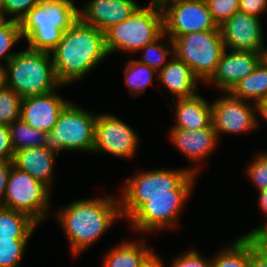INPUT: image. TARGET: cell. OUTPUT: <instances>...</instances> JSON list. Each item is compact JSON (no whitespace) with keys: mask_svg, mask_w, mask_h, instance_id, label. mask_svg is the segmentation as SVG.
Segmentation results:
<instances>
[{"mask_svg":"<svg viewBox=\"0 0 267 267\" xmlns=\"http://www.w3.org/2000/svg\"><path fill=\"white\" fill-rule=\"evenodd\" d=\"M56 77L68 83L82 77L107 55L104 32L85 24L80 18L63 32L52 50Z\"/></svg>","mask_w":267,"mask_h":267,"instance_id":"cell-1","label":"cell"},{"mask_svg":"<svg viewBox=\"0 0 267 267\" xmlns=\"http://www.w3.org/2000/svg\"><path fill=\"white\" fill-rule=\"evenodd\" d=\"M78 19L79 10L71 0H40L20 21L21 33L30 49L51 52Z\"/></svg>","mask_w":267,"mask_h":267,"instance_id":"cell-2","label":"cell"},{"mask_svg":"<svg viewBox=\"0 0 267 267\" xmlns=\"http://www.w3.org/2000/svg\"><path fill=\"white\" fill-rule=\"evenodd\" d=\"M114 203L112 197L76 201L58 214L74 253L91 245L116 217L122 215L121 208Z\"/></svg>","mask_w":267,"mask_h":267,"instance_id":"cell-3","label":"cell"},{"mask_svg":"<svg viewBox=\"0 0 267 267\" xmlns=\"http://www.w3.org/2000/svg\"><path fill=\"white\" fill-rule=\"evenodd\" d=\"M50 54V52L30 48L16 53L8 61L11 80L5 72V86L22 98L53 91V87L60 83L56 77L53 62L48 60Z\"/></svg>","mask_w":267,"mask_h":267,"instance_id":"cell-4","label":"cell"},{"mask_svg":"<svg viewBox=\"0 0 267 267\" xmlns=\"http://www.w3.org/2000/svg\"><path fill=\"white\" fill-rule=\"evenodd\" d=\"M153 4V5H152ZM154 3L146 8L138 7L123 22L114 24L104 31L107 54L117 49L141 50L156 40L163 32V13Z\"/></svg>","mask_w":267,"mask_h":267,"instance_id":"cell-5","label":"cell"},{"mask_svg":"<svg viewBox=\"0 0 267 267\" xmlns=\"http://www.w3.org/2000/svg\"><path fill=\"white\" fill-rule=\"evenodd\" d=\"M175 56L199 78L209 80L216 72L225 50L220 29L192 32L171 37Z\"/></svg>","mask_w":267,"mask_h":267,"instance_id":"cell-6","label":"cell"},{"mask_svg":"<svg viewBox=\"0 0 267 267\" xmlns=\"http://www.w3.org/2000/svg\"><path fill=\"white\" fill-rule=\"evenodd\" d=\"M96 117L68 104L60 113L52 131L45 132L43 146L58 155L59 150H92Z\"/></svg>","mask_w":267,"mask_h":267,"instance_id":"cell-7","label":"cell"},{"mask_svg":"<svg viewBox=\"0 0 267 267\" xmlns=\"http://www.w3.org/2000/svg\"><path fill=\"white\" fill-rule=\"evenodd\" d=\"M194 170H155L133 177L127 181L121 201L122 215L132 217L150 196L173 195V190Z\"/></svg>","mask_w":267,"mask_h":267,"instance_id":"cell-8","label":"cell"},{"mask_svg":"<svg viewBox=\"0 0 267 267\" xmlns=\"http://www.w3.org/2000/svg\"><path fill=\"white\" fill-rule=\"evenodd\" d=\"M48 186L28 173L11 168L2 207L18 210L39 222L48 204Z\"/></svg>","mask_w":267,"mask_h":267,"instance_id":"cell-9","label":"cell"},{"mask_svg":"<svg viewBox=\"0 0 267 267\" xmlns=\"http://www.w3.org/2000/svg\"><path fill=\"white\" fill-rule=\"evenodd\" d=\"M194 172H191L174 190L173 195L150 196L131 218V222L140 231H151L172 225L183 202L189 195Z\"/></svg>","mask_w":267,"mask_h":267,"instance_id":"cell-10","label":"cell"},{"mask_svg":"<svg viewBox=\"0 0 267 267\" xmlns=\"http://www.w3.org/2000/svg\"><path fill=\"white\" fill-rule=\"evenodd\" d=\"M163 25L164 33L169 32L171 37L220 29L213 20L205 0L172 3L163 13Z\"/></svg>","mask_w":267,"mask_h":267,"instance_id":"cell-11","label":"cell"},{"mask_svg":"<svg viewBox=\"0 0 267 267\" xmlns=\"http://www.w3.org/2000/svg\"><path fill=\"white\" fill-rule=\"evenodd\" d=\"M137 142L138 138L134 131L117 117L97 116L94 152L105 150L118 157H130L135 152Z\"/></svg>","mask_w":267,"mask_h":267,"instance_id":"cell-12","label":"cell"},{"mask_svg":"<svg viewBox=\"0 0 267 267\" xmlns=\"http://www.w3.org/2000/svg\"><path fill=\"white\" fill-rule=\"evenodd\" d=\"M225 48L259 52L262 48V33L259 18L238 11L220 26Z\"/></svg>","mask_w":267,"mask_h":267,"instance_id":"cell-13","label":"cell"},{"mask_svg":"<svg viewBox=\"0 0 267 267\" xmlns=\"http://www.w3.org/2000/svg\"><path fill=\"white\" fill-rule=\"evenodd\" d=\"M229 96L219 99L211 105L212 124L216 133L220 131L226 133L244 132V130L247 131L257 126L253 110L231 93Z\"/></svg>","mask_w":267,"mask_h":267,"instance_id":"cell-14","label":"cell"},{"mask_svg":"<svg viewBox=\"0 0 267 267\" xmlns=\"http://www.w3.org/2000/svg\"><path fill=\"white\" fill-rule=\"evenodd\" d=\"M68 104L55 96L53 91L25 97L22 100L20 118L35 129L49 132Z\"/></svg>","mask_w":267,"mask_h":267,"instance_id":"cell-15","label":"cell"},{"mask_svg":"<svg viewBox=\"0 0 267 267\" xmlns=\"http://www.w3.org/2000/svg\"><path fill=\"white\" fill-rule=\"evenodd\" d=\"M259 64V52L232 50L226 54L224 50L216 72L209 81H214L222 90L230 92L233 87L251 74Z\"/></svg>","mask_w":267,"mask_h":267,"instance_id":"cell-16","label":"cell"},{"mask_svg":"<svg viewBox=\"0 0 267 267\" xmlns=\"http://www.w3.org/2000/svg\"><path fill=\"white\" fill-rule=\"evenodd\" d=\"M138 7L133 0H93L79 11V18L104 32L110 26L123 22Z\"/></svg>","mask_w":267,"mask_h":267,"instance_id":"cell-17","label":"cell"},{"mask_svg":"<svg viewBox=\"0 0 267 267\" xmlns=\"http://www.w3.org/2000/svg\"><path fill=\"white\" fill-rule=\"evenodd\" d=\"M54 154L45 146L25 148L14 153L13 166L48 186Z\"/></svg>","mask_w":267,"mask_h":267,"instance_id":"cell-18","label":"cell"},{"mask_svg":"<svg viewBox=\"0 0 267 267\" xmlns=\"http://www.w3.org/2000/svg\"><path fill=\"white\" fill-rule=\"evenodd\" d=\"M172 140L182 152L194 161H199L204 155L214 149L217 133L213 124L199 130H185L173 128Z\"/></svg>","mask_w":267,"mask_h":267,"instance_id":"cell-19","label":"cell"},{"mask_svg":"<svg viewBox=\"0 0 267 267\" xmlns=\"http://www.w3.org/2000/svg\"><path fill=\"white\" fill-rule=\"evenodd\" d=\"M179 123L173 128L199 130L212 124V108L197 95L178 98L176 107Z\"/></svg>","mask_w":267,"mask_h":267,"instance_id":"cell-20","label":"cell"},{"mask_svg":"<svg viewBox=\"0 0 267 267\" xmlns=\"http://www.w3.org/2000/svg\"><path fill=\"white\" fill-rule=\"evenodd\" d=\"M159 77L171 93L178 98L195 95L197 76L185 62L176 56L175 59L160 68Z\"/></svg>","mask_w":267,"mask_h":267,"instance_id":"cell-21","label":"cell"},{"mask_svg":"<svg viewBox=\"0 0 267 267\" xmlns=\"http://www.w3.org/2000/svg\"><path fill=\"white\" fill-rule=\"evenodd\" d=\"M37 224L24 212L0 207V240L28 239Z\"/></svg>","mask_w":267,"mask_h":267,"instance_id":"cell-22","label":"cell"},{"mask_svg":"<svg viewBox=\"0 0 267 267\" xmlns=\"http://www.w3.org/2000/svg\"><path fill=\"white\" fill-rule=\"evenodd\" d=\"M230 93L239 99L254 98L256 103L267 98V68L259 63L251 74L233 87Z\"/></svg>","mask_w":267,"mask_h":267,"instance_id":"cell-23","label":"cell"},{"mask_svg":"<svg viewBox=\"0 0 267 267\" xmlns=\"http://www.w3.org/2000/svg\"><path fill=\"white\" fill-rule=\"evenodd\" d=\"M151 254L145 244L139 248L132 243H124L106 255L104 267H140Z\"/></svg>","mask_w":267,"mask_h":267,"instance_id":"cell-24","label":"cell"},{"mask_svg":"<svg viewBox=\"0 0 267 267\" xmlns=\"http://www.w3.org/2000/svg\"><path fill=\"white\" fill-rule=\"evenodd\" d=\"M8 127L14 153L25 148L43 146L45 132L33 128L21 118Z\"/></svg>","mask_w":267,"mask_h":267,"instance_id":"cell-25","label":"cell"},{"mask_svg":"<svg viewBox=\"0 0 267 267\" xmlns=\"http://www.w3.org/2000/svg\"><path fill=\"white\" fill-rule=\"evenodd\" d=\"M251 258V238L241 237L232 248L214 259L211 267H249Z\"/></svg>","mask_w":267,"mask_h":267,"instance_id":"cell-26","label":"cell"},{"mask_svg":"<svg viewBox=\"0 0 267 267\" xmlns=\"http://www.w3.org/2000/svg\"><path fill=\"white\" fill-rule=\"evenodd\" d=\"M23 98L6 86L0 90V124L9 126L20 119Z\"/></svg>","mask_w":267,"mask_h":267,"instance_id":"cell-27","label":"cell"},{"mask_svg":"<svg viewBox=\"0 0 267 267\" xmlns=\"http://www.w3.org/2000/svg\"><path fill=\"white\" fill-rule=\"evenodd\" d=\"M125 70L126 84L130 91L141 92L145 90L146 85L151 84L152 76L156 71L148 65L142 64L136 60L130 61Z\"/></svg>","mask_w":267,"mask_h":267,"instance_id":"cell-28","label":"cell"},{"mask_svg":"<svg viewBox=\"0 0 267 267\" xmlns=\"http://www.w3.org/2000/svg\"><path fill=\"white\" fill-rule=\"evenodd\" d=\"M27 239L0 240V267H16Z\"/></svg>","mask_w":267,"mask_h":267,"instance_id":"cell-29","label":"cell"},{"mask_svg":"<svg viewBox=\"0 0 267 267\" xmlns=\"http://www.w3.org/2000/svg\"><path fill=\"white\" fill-rule=\"evenodd\" d=\"M22 37L20 22L8 20V22L0 28V58H6L8 62L16 54H7L15 42Z\"/></svg>","mask_w":267,"mask_h":267,"instance_id":"cell-30","label":"cell"},{"mask_svg":"<svg viewBox=\"0 0 267 267\" xmlns=\"http://www.w3.org/2000/svg\"><path fill=\"white\" fill-rule=\"evenodd\" d=\"M218 27L239 11V0H205Z\"/></svg>","mask_w":267,"mask_h":267,"instance_id":"cell-31","label":"cell"},{"mask_svg":"<svg viewBox=\"0 0 267 267\" xmlns=\"http://www.w3.org/2000/svg\"><path fill=\"white\" fill-rule=\"evenodd\" d=\"M164 34L165 33L163 32L156 40L151 43H148L143 48H141V50H146V54L139 62L148 65L155 71H157L159 66H161V64L164 62L169 50L168 48L165 49V47H162L161 44L157 45V41H159V39L163 37Z\"/></svg>","mask_w":267,"mask_h":267,"instance_id":"cell-32","label":"cell"},{"mask_svg":"<svg viewBox=\"0 0 267 267\" xmlns=\"http://www.w3.org/2000/svg\"><path fill=\"white\" fill-rule=\"evenodd\" d=\"M39 3L40 0H4V13L15 14L12 20L20 22Z\"/></svg>","mask_w":267,"mask_h":267,"instance_id":"cell-33","label":"cell"},{"mask_svg":"<svg viewBox=\"0 0 267 267\" xmlns=\"http://www.w3.org/2000/svg\"><path fill=\"white\" fill-rule=\"evenodd\" d=\"M257 158L254 163L250 164L248 173L261 191L267 188V152Z\"/></svg>","mask_w":267,"mask_h":267,"instance_id":"cell-34","label":"cell"},{"mask_svg":"<svg viewBox=\"0 0 267 267\" xmlns=\"http://www.w3.org/2000/svg\"><path fill=\"white\" fill-rule=\"evenodd\" d=\"M14 150L11 144L10 130L7 125L0 124V162L13 161Z\"/></svg>","mask_w":267,"mask_h":267,"instance_id":"cell-35","label":"cell"},{"mask_svg":"<svg viewBox=\"0 0 267 267\" xmlns=\"http://www.w3.org/2000/svg\"><path fill=\"white\" fill-rule=\"evenodd\" d=\"M203 260L199 254L192 250V252L176 259L172 267H211V262L208 263Z\"/></svg>","mask_w":267,"mask_h":267,"instance_id":"cell-36","label":"cell"},{"mask_svg":"<svg viewBox=\"0 0 267 267\" xmlns=\"http://www.w3.org/2000/svg\"><path fill=\"white\" fill-rule=\"evenodd\" d=\"M267 7V0H239V11L258 17Z\"/></svg>","mask_w":267,"mask_h":267,"instance_id":"cell-37","label":"cell"},{"mask_svg":"<svg viewBox=\"0 0 267 267\" xmlns=\"http://www.w3.org/2000/svg\"><path fill=\"white\" fill-rule=\"evenodd\" d=\"M246 237H250L255 242L258 250L262 253H267V223L264 227L254 229Z\"/></svg>","mask_w":267,"mask_h":267,"instance_id":"cell-38","label":"cell"},{"mask_svg":"<svg viewBox=\"0 0 267 267\" xmlns=\"http://www.w3.org/2000/svg\"><path fill=\"white\" fill-rule=\"evenodd\" d=\"M11 168H13V161L0 162V207H2V202L4 204V200H2V197H5L4 193L6 192V186L8 183Z\"/></svg>","mask_w":267,"mask_h":267,"instance_id":"cell-39","label":"cell"},{"mask_svg":"<svg viewBox=\"0 0 267 267\" xmlns=\"http://www.w3.org/2000/svg\"><path fill=\"white\" fill-rule=\"evenodd\" d=\"M249 267H267V255L256 248L255 242L251 239V258Z\"/></svg>","mask_w":267,"mask_h":267,"instance_id":"cell-40","label":"cell"},{"mask_svg":"<svg viewBox=\"0 0 267 267\" xmlns=\"http://www.w3.org/2000/svg\"><path fill=\"white\" fill-rule=\"evenodd\" d=\"M140 267H163L161 260L153 253L142 263Z\"/></svg>","mask_w":267,"mask_h":267,"instance_id":"cell-41","label":"cell"},{"mask_svg":"<svg viewBox=\"0 0 267 267\" xmlns=\"http://www.w3.org/2000/svg\"><path fill=\"white\" fill-rule=\"evenodd\" d=\"M257 109L262 116L267 120V98L256 103Z\"/></svg>","mask_w":267,"mask_h":267,"instance_id":"cell-42","label":"cell"},{"mask_svg":"<svg viewBox=\"0 0 267 267\" xmlns=\"http://www.w3.org/2000/svg\"><path fill=\"white\" fill-rule=\"evenodd\" d=\"M260 193V206L265 213H267V188L264 190L259 191Z\"/></svg>","mask_w":267,"mask_h":267,"instance_id":"cell-43","label":"cell"},{"mask_svg":"<svg viewBox=\"0 0 267 267\" xmlns=\"http://www.w3.org/2000/svg\"><path fill=\"white\" fill-rule=\"evenodd\" d=\"M177 3L180 1H188V0H152L160 9L161 11L166 8L169 2ZM167 4V5H166Z\"/></svg>","mask_w":267,"mask_h":267,"instance_id":"cell-44","label":"cell"},{"mask_svg":"<svg viewBox=\"0 0 267 267\" xmlns=\"http://www.w3.org/2000/svg\"><path fill=\"white\" fill-rule=\"evenodd\" d=\"M263 48L264 47L259 50V63L267 68V50H263Z\"/></svg>","mask_w":267,"mask_h":267,"instance_id":"cell-45","label":"cell"},{"mask_svg":"<svg viewBox=\"0 0 267 267\" xmlns=\"http://www.w3.org/2000/svg\"><path fill=\"white\" fill-rule=\"evenodd\" d=\"M5 69L0 66V90L5 87Z\"/></svg>","mask_w":267,"mask_h":267,"instance_id":"cell-46","label":"cell"},{"mask_svg":"<svg viewBox=\"0 0 267 267\" xmlns=\"http://www.w3.org/2000/svg\"><path fill=\"white\" fill-rule=\"evenodd\" d=\"M5 13H0V28L3 27L8 21H6L4 17Z\"/></svg>","mask_w":267,"mask_h":267,"instance_id":"cell-47","label":"cell"},{"mask_svg":"<svg viewBox=\"0 0 267 267\" xmlns=\"http://www.w3.org/2000/svg\"><path fill=\"white\" fill-rule=\"evenodd\" d=\"M0 13H4V0H0Z\"/></svg>","mask_w":267,"mask_h":267,"instance_id":"cell-48","label":"cell"}]
</instances>
